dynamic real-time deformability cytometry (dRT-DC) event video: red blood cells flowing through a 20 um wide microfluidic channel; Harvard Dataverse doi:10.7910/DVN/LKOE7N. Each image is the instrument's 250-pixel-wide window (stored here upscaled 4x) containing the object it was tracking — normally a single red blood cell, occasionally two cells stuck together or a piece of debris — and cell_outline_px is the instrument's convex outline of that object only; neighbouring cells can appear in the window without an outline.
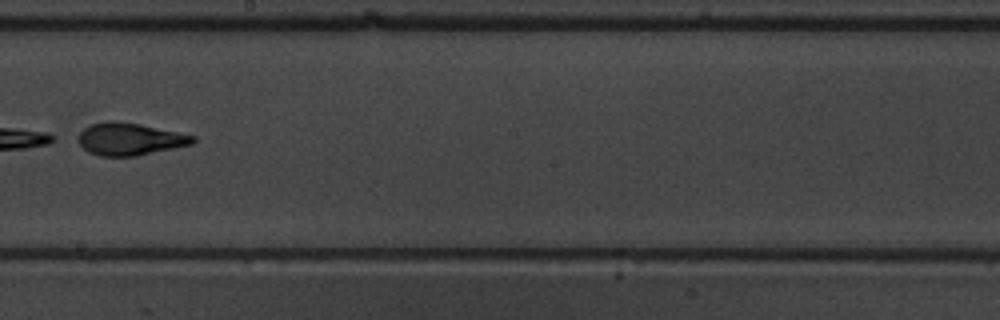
{"species": "common noctule bat (a hibernating species)", "species_latin": "Nyctalus noctula", "temperature_condition": "warm", "stored_images_in_passage": 9, "camera_frame_rate_fps": 3000, "um_per_image_px": 0.085, "animal": {"sex": "male", "body_mass_g": 19.5, "forearm_length_mm": 54.6}, "frame": {"image": 1, "passage_image": 7, "time_ms": 7.333, "image_size_px": [1000, 320], "cell_outline_px": [[196, 140], [192, 144], [136, 156], [100, 156], [88, 152], [80, 144], [80, 132], [84, 128], [92, 124], [108, 120], [116, 120], [140, 124], [196, 136]], "centroid_in_image_um": [11.04, 11.81], "position_along_channel_um": 237.2, "area_um2": 21.44}}
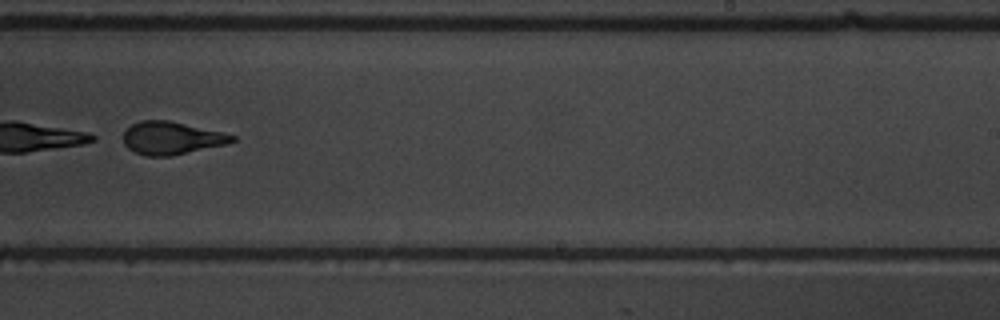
{"frame": {"image": 2, "passage_image": 8, "time_ms": 8.333, "image_size_px": [1000, 320], "cell_outline_px": [[236, 140], [228, 144], [172, 156], [148, 156], [136, 152], [128, 148], [124, 144], [124, 132], [132, 124], [140, 120], [168, 120], [224, 132], [236, 136]], "centroid_in_image_um": [14.62, 11.73], "position_along_channel_um": 274.4, "area_um2": 20.87}}
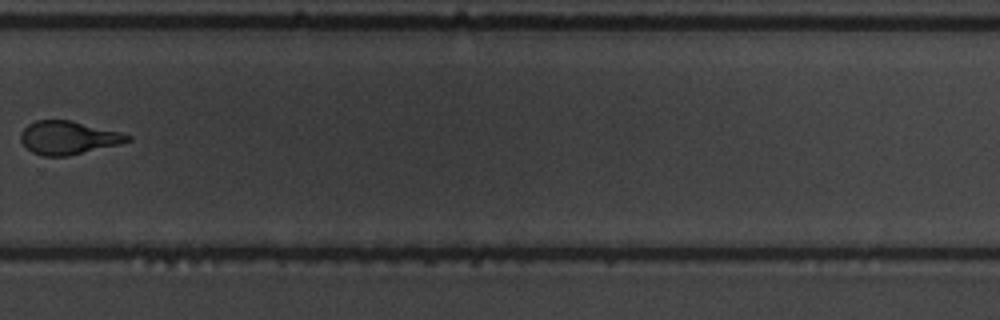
{"frame": {"image": 3, "passage_image": 9, "time_ms": 9.667, "image_size_px": [1000, 320], "cell_outline_px": [[132, 140], [120, 144], [68, 156], [44, 156], [32, 152], [20, 140], [20, 132], [28, 124], [36, 120], [72, 120], [120, 132], [132, 136]], "centroid_in_image_um": [5.81, 11.7], "position_along_channel_um": 324.0, "area_um2": 20.75}}